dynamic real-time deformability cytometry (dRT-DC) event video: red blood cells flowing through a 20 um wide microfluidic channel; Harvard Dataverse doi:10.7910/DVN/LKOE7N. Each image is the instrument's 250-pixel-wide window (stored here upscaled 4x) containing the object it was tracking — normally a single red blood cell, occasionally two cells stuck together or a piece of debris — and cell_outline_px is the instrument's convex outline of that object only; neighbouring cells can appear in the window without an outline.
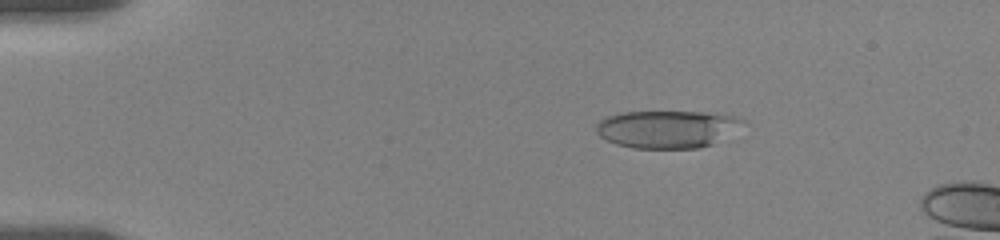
{"species": "human", "species_latin": "Homo sapiens", "temperature_condition": "room temperature", "stored_images_in_passage": 33, "camera_frame_rate_fps": 3000, "um_per_image_px": 0.085, "donor": {"sex": "female"}, "frame": {"image": 1, "passage_image": 9, "time_ms": 3.0, "image_size_px": [1000, 240], "cell_outline_px": [[748, 120], [712, 144], [700, 148], [632, 148], [616, 144], [600, 136], [596, 132], [596, 124], [600, 120], [608, 116], [624, 112], [716, 112], [736, 116]], "centroid_in_image_um": [56.7, 10.96], "position_along_channel_um": 28.3, "area_um2": 31.96}}
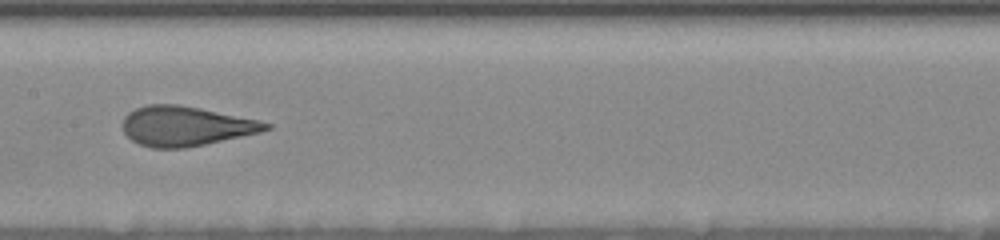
{"frame": {"image": 2, "passage_image": 22, "time_ms": 9.667, "image_size_px": [1000, 240], "cell_outline_px": [[272, 128], [260, 132], [204, 144], [184, 148], [152, 148], [140, 144], [132, 140], [124, 132], [124, 116], [128, 112], [136, 108], [148, 104], [176, 104], [200, 108], [260, 120], [272, 124]], "centroid_in_image_um": [15.79, 10.71], "position_along_channel_um": 191.6, "area_um2": 32.89}}
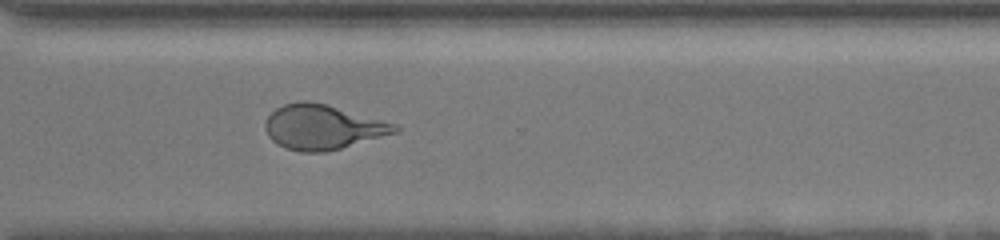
{"frame": {"image": 3, "passage_image": 33, "time_ms": 14.0, "image_size_px": [1000, 240], "cell_outline_px": [[400, 128], [396, 132], [340, 148], [324, 152], [300, 152], [284, 148], [276, 144], [268, 136], [264, 128], [264, 124], [268, 116], [276, 108], [284, 104], [300, 100], [308, 100], [324, 104], [396, 124]], "centroid_in_image_um": [27.34, 10.8], "position_along_channel_um": 343.3, "area_um2": 33.41}}